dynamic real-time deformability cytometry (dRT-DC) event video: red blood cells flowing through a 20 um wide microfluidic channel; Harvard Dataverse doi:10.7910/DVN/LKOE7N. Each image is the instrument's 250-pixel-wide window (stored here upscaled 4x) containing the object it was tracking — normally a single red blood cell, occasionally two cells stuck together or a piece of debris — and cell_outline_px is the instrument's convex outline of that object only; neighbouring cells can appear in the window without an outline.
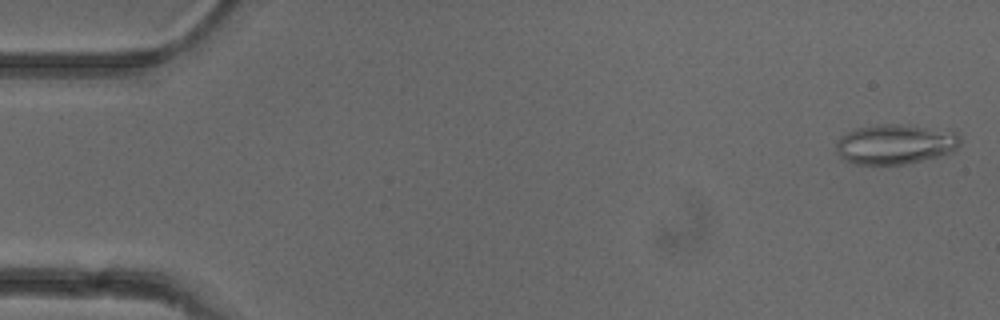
{"species": "common noctule bat (a hibernating species)", "species_latin": "Nyctalus noctula", "temperature_condition": "cold", "stored_images_in_passage": 40, "camera_frame_rate_fps": 3000, "um_per_image_px": 0.085, "animal": {"sex": "female"}, "frame": {"image": 1, "passage_image": 1, "time_ms": 0.0, "image_size_px": [1000, 320], "cell_outline_px": [[960, 144], [952, 152], [940, 156], [908, 164], [856, 164], [844, 160], [836, 152], [836, 140], [840, 136], [856, 128], [880, 124], [900, 124], [956, 132], [960, 136]], "centroid_in_image_um": [76.08, 12.26], "position_along_channel_um": 8.9, "area_um2": 28.9}}
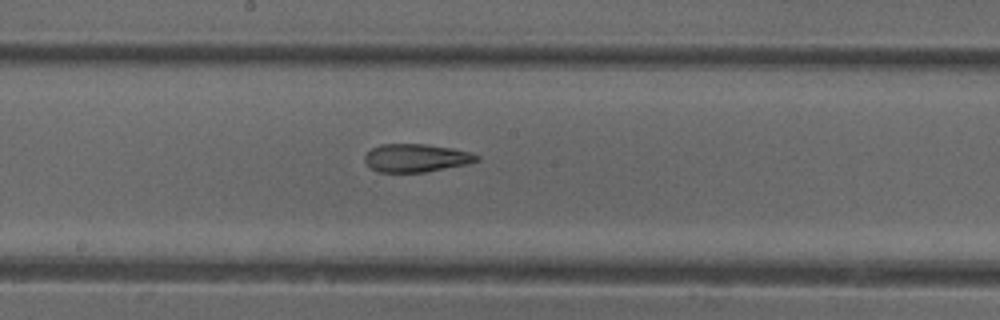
{"frame": {"image": 2, "passage_image": 27, "time_ms": 8.667, "image_size_px": [1000, 320], "cell_outline_px": [[480, 160], [468, 164], [424, 172], [380, 172], [372, 168], [364, 160], [364, 156], [372, 148], [380, 144], [424, 144], [452, 148], [472, 152], [480, 156]], "centroid_in_image_um": [35.41, 13.42], "position_along_channel_um": 212.8, "area_um2": 18.32}}
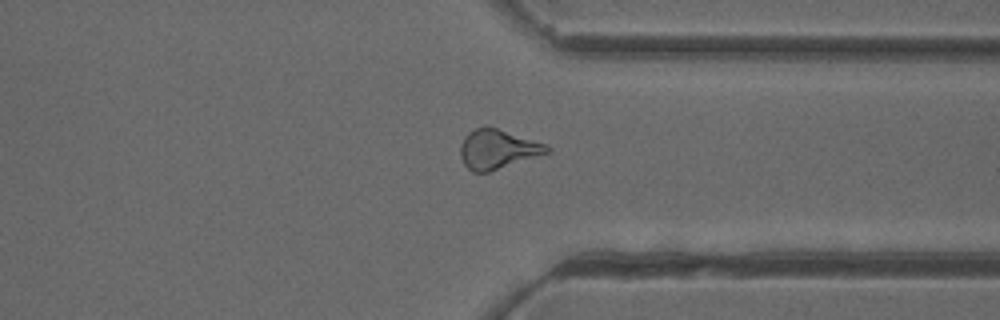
{"frame": {"image": 3, "passage_image": 39, "time_ms": 12.667, "image_size_px": [1000, 320], "cell_outline_px": [[552, 152], [488, 172], [472, 172], [464, 164], [460, 156], [460, 144], [464, 136], [468, 132], [484, 124], [544, 144], [552, 148]], "centroid_in_image_um": [42.27, 12.68], "position_along_channel_um": 369.1, "area_um2": 19.88}}